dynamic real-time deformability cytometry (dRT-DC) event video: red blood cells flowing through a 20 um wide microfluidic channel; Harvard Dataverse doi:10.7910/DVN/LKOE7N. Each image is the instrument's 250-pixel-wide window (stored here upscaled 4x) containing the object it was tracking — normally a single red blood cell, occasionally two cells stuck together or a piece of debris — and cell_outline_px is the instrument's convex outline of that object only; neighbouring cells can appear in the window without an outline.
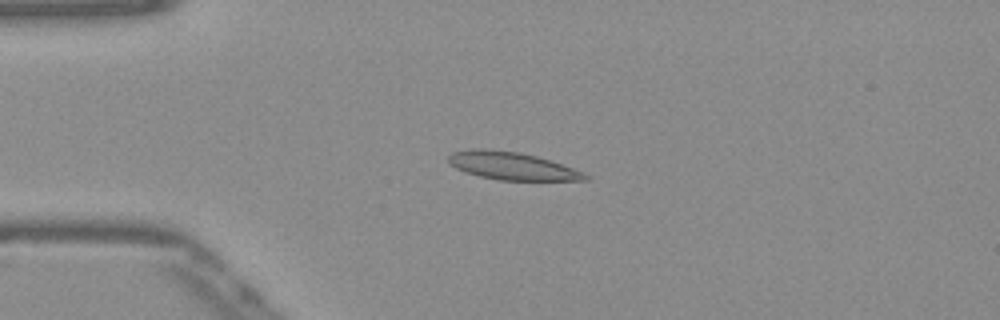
{"species": "Egyptian fruit bat (a non-hibernating species)", "species_latin": "Rousettus aegyptiacus", "temperature_condition": "warm", "stored_images_in_passage": 41, "camera_frame_rate_fps": 3000, "um_per_image_px": 0.085, "frame": {"image": 1, "passage_image": 2, "time_ms": 0.333, "image_size_px": [1000, 320], "cell_outline_px": [[588, 180], [500, 180], [480, 176], [456, 168], [448, 160], [448, 156], [452, 152], [472, 148], [480, 148], [520, 152], [536, 156], [584, 172], [588, 176]], "centroid_in_image_um": [43.5, 14.09], "position_along_channel_um": 41.5, "area_um2": 21.73}}
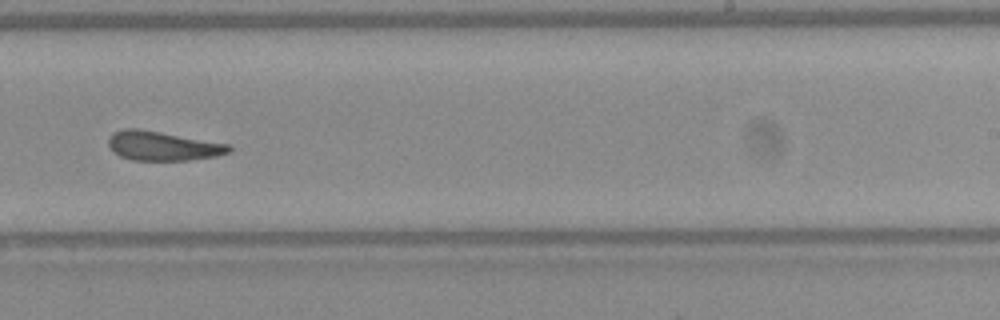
{"frame": {"image": 2, "passage_image": 22, "time_ms": 7.0, "image_size_px": [1000, 320], "cell_outline_px": [[232, 148], [228, 152], [216, 156], [188, 160], [132, 160], [120, 156], [108, 144], [108, 140], [112, 132], [124, 128], [136, 128], [160, 132], [228, 144]], "centroid_in_image_um": [13.8, 12.4], "position_along_channel_um": 275.2, "area_um2": 20.23}}
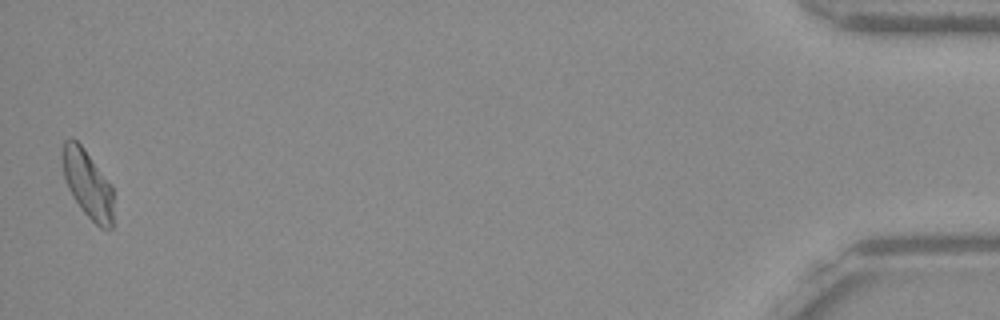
{"frame": {"image": 3, "passage_image": 41, "time_ms": 13.333, "image_size_px": [1000, 320], "cell_outline_px": [[112, 228], [100, 228], [84, 212], [72, 196], [68, 188], [64, 176], [60, 152], [64, 140], [72, 136], [84, 148], [112, 184]], "centroid_in_image_um": [7.42, 15.57], "position_along_channel_um": 427.8, "area_um2": 20.35}, "authors_computed_cell_mechanics": {"area_um2": 20.808, "velocity_mm_per_s": 3.8747, "shape_relaxation_time_tau1_ms": null, "shape_relaxation_time_tau2_ms": 4.5178, "deformation_change_tau1": null, "deformation_change_tau2": 0.1406}}